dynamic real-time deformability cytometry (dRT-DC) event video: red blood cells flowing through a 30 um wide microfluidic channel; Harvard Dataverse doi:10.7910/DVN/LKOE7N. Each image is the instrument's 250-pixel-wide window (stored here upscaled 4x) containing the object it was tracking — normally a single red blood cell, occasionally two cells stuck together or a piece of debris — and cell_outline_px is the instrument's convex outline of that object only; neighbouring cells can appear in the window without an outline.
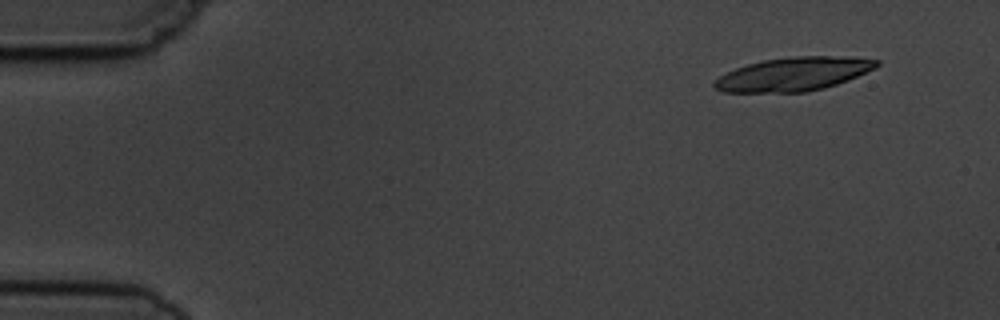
{"species": "common noctule bat (a hibernating species)", "species_latin": "Nyctalus noctula", "temperature_condition": "cold", "stored_images_in_passage": 7, "camera_frame_rate_fps": 3000, "um_per_image_px": 0.085, "animal": {"sex": "male", "body_mass_g": 19.5, "forearm_length_mm": 54.6}, "frame": {"image": 1, "passage_image": 2, "time_ms": 1.0, "image_size_px": [1000, 320], "cell_outline_px": [[880, 64], [876, 68], [848, 80], [824, 88], [804, 92], [724, 92], [712, 88], [712, 84], [720, 76], [736, 68], [748, 64], [764, 60], [792, 56], [852, 56], [880, 60]], "centroid_in_image_um": [67.49, 6.29], "position_along_channel_um": 17.5, "area_um2": 31.85}}
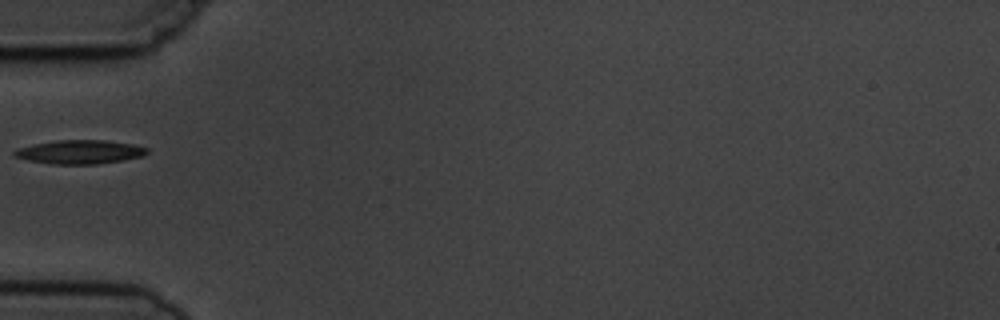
{"frame": {"image": 2, "passage_image": 6, "time_ms": 5.667, "image_size_px": [1000, 320], "cell_outline_px": [[148, 152], [144, 156], [96, 164], [52, 164], [28, 160], [12, 156], [12, 152], [16, 148], [32, 144], [56, 140], [104, 140], [132, 144], [148, 148]], "centroid_in_image_um": [6.73, 12.91], "position_along_channel_um": 78.3, "area_um2": 18.44}}
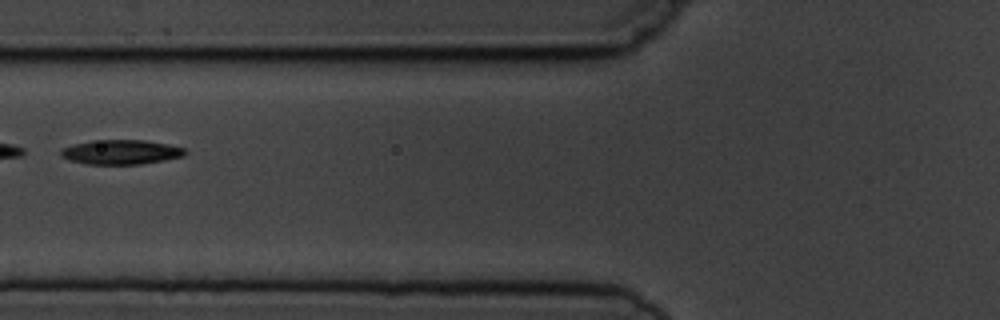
{"frame": {"image": 3, "passage_image": 7, "time_ms": 6.667, "image_size_px": [1000, 320], "cell_outline_px": [[188, 152], [184, 156], [164, 160], [140, 164], [84, 164], [60, 156], [60, 148], [72, 144], [92, 140], [144, 140], [168, 144], [184, 148]], "centroid_in_image_um": [10.26, 12.92], "position_along_channel_um": 115.5, "area_um2": 17.86}}